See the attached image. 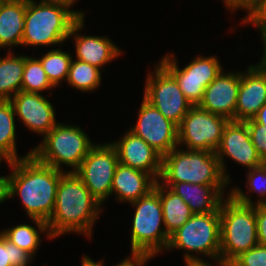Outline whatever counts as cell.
Returning <instances> with one entry per match:
<instances>
[{"label": "cell", "mask_w": 266, "mask_h": 266, "mask_svg": "<svg viewBox=\"0 0 266 266\" xmlns=\"http://www.w3.org/2000/svg\"><path fill=\"white\" fill-rule=\"evenodd\" d=\"M8 174V199L19 196L26 215L48 222L56 202L60 177L65 173L42 164L33 155L13 160Z\"/></svg>", "instance_id": "cell-1"}, {"label": "cell", "mask_w": 266, "mask_h": 266, "mask_svg": "<svg viewBox=\"0 0 266 266\" xmlns=\"http://www.w3.org/2000/svg\"><path fill=\"white\" fill-rule=\"evenodd\" d=\"M102 204L89 192L75 172H65L59 181L54 211L47 222L51 237L77 233L90 241Z\"/></svg>", "instance_id": "cell-2"}, {"label": "cell", "mask_w": 266, "mask_h": 266, "mask_svg": "<svg viewBox=\"0 0 266 266\" xmlns=\"http://www.w3.org/2000/svg\"><path fill=\"white\" fill-rule=\"evenodd\" d=\"M84 16L85 11L69 6L26 0L21 46H62L73 25Z\"/></svg>", "instance_id": "cell-3"}, {"label": "cell", "mask_w": 266, "mask_h": 266, "mask_svg": "<svg viewBox=\"0 0 266 266\" xmlns=\"http://www.w3.org/2000/svg\"><path fill=\"white\" fill-rule=\"evenodd\" d=\"M85 132L77 124L59 122L32 149V155L42 164L57 170L75 172L96 144ZM63 166L72 169L64 171Z\"/></svg>", "instance_id": "cell-4"}, {"label": "cell", "mask_w": 266, "mask_h": 266, "mask_svg": "<svg viewBox=\"0 0 266 266\" xmlns=\"http://www.w3.org/2000/svg\"><path fill=\"white\" fill-rule=\"evenodd\" d=\"M159 182L228 186L215 152L185 150L175 147L162 156Z\"/></svg>", "instance_id": "cell-5"}, {"label": "cell", "mask_w": 266, "mask_h": 266, "mask_svg": "<svg viewBox=\"0 0 266 266\" xmlns=\"http://www.w3.org/2000/svg\"><path fill=\"white\" fill-rule=\"evenodd\" d=\"M219 213V259L231 263L241 253L258 245L255 205L240 204L227 196L220 205Z\"/></svg>", "instance_id": "cell-6"}, {"label": "cell", "mask_w": 266, "mask_h": 266, "mask_svg": "<svg viewBox=\"0 0 266 266\" xmlns=\"http://www.w3.org/2000/svg\"><path fill=\"white\" fill-rule=\"evenodd\" d=\"M173 249L184 251V262L204 260L205 257L212 260L219 259L220 213L193 214L170 235L166 250Z\"/></svg>", "instance_id": "cell-7"}, {"label": "cell", "mask_w": 266, "mask_h": 266, "mask_svg": "<svg viewBox=\"0 0 266 266\" xmlns=\"http://www.w3.org/2000/svg\"><path fill=\"white\" fill-rule=\"evenodd\" d=\"M129 204L135 209L130 235L131 253L160 254L166 251L170 235L164 226L159 193L152 189Z\"/></svg>", "instance_id": "cell-8"}, {"label": "cell", "mask_w": 266, "mask_h": 266, "mask_svg": "<svg viewBox=\"0 0 266 266\" xmlns=\"http://www.w3.org/2000/svg\"><path fill=\"white\" fill-rule=\"evenodd\" d=\"M159 62L174 76L180 90L193 106L202 101L205 88L223 70L217 55H197L184 68H179L176 55L170 52Z\"/></svg>", "instance_id": "cell-9"}, {"label": "cell", "mask_w": 266, "mask_h": 266, "mask_svg": "<svg viewBox=\"0 0 266 266\" xmlns=\"http://www.w3.org/2000/svg\"><path fill=\"white\" fill-rule=\"evenodd\" d=\"M156 63L154 72L148 71L146 76L143 97L179 126L193 105L180 90L174 76L159 61Z\"/></svg>", "instance_id": "cell-10"}, {"label": "cell", "mask_w": 266, "mask_h": 266, "mask_svg": "<svg viewBox=\"0 0 266 266\" xmlns=\"http://www.w3.org/2000/svg\"><path fill=\"white\" fill-rule=\"evenodd\" d=\"M229 121L228 118L203 110L198 105L192 106L178 126V147L215 152Z\"/></svg>", "instance_id": "cell-11"}, {"label": "cell", "mask_w": 266, "mask_h": 266, "mask_svg": "<svg viewBox=\"0 0 266 266\" xmlns=\"http://www.w3.org/2000/svg\"><path fill=\"white\" fill-rule=\"evenodd\" d=\"M118 160L116 148L109 143H96L82 160L75 174L89 192L104 206L111 196V186Z\"/></svg>", "instance_id": "cell-12"}, {"label": "cell", "mask_w": 266, "mask_h": 266, "mask_svg": "<svg viewBox=\"0 0 266 266\" xmlns=\"http://www.w3.org/2000/svg\"><path fill=\"white\" fill-rule=\"evenodd\" d=\"M162 156L178 147V126L144 97L138 109L136 124L129 128Z\"/></svg>", "instance_id": "cell-13"}, {"label": "cell", "mask_w": 266, "mask_h": 266, "mask_svg": "<svg viewBox=\"0 0 266 266\" xmlns=\"http://www.w3.org/2000/svg\"><path fill=\"white\" fill-rule=\"evenodd\" d=\"M225 179L231 183L225 158L232 159L244 168L252 169L264 163L253 146L247 124L230 120L224 128L221 142L215 151Z\"/></svg>", "instance_id": "cell-14"}, {"label": "cell", "mask_w": 266, "mask_h": 266, "mask_svg": "<svg viewBox=\"0 0 266 266\" xmlns=\"http://www.w3.org/2000/svg\"><path fill=\"white\" fill-rule=\"evenodd\" d=\"M9 101L16 118L33 133L44 137L57 124L55 108L43 94L19 91Z\"/></svg>", "instance_id": "cell-15"}, {"label": "cell", "mask_w": 266, "mask_h": 266, "mask_svg": "<svg viewBox=\"0 0 266 266\" xmlns=\"http://www.w3.org/2000/svg\"><path fill=\"white\" fill-rule=\"evenodd\" d=\"M266 103V67L259 60L240 71L235 121L252 119Z\"/></svg>", "instance_id": "cell-16"}, {"label": "cell", "mask_w": 266, "mask_h": 266, "mask_svg": "<svg viewBox=\"0 0 266 266\" xmlns=\"http://www.w3.org/2000/svg\"><path fill=\"white\" fill-rule=\"evenodd\" d=\"M240 87V71L223 69L205 88L198 106L210 113L218 114L235 121V109Z\"/></svg>", "instance_id": "cell-17"}, {"label": "cell", "mask_w": 266, "mask_h": 266, "mask_svg": "<svg viewBox=\"0 0 266 266\" xmlns=\"http://www.w3.org/2000/svg\"><path fill=\"white\" fill-rule=\"evenodd\" d=\"M118 153L119 163L150 174L159 180L162 155L129 129L117 141L111 143Z\"/></svg>", "instance_id": "cell-18"}, {"label": "cell", "mask_w": 266, "mask_h": 266, "mask_svg": "<svg viewBox=\"0 0 266 266\" xmlns=\"http://www.w3.org/2000/svg\"><path fill=\"white\" fill-rule=\"evenodd\" d=\"M85 16L81 17L72 27L68 40L72 38L75 45V59L104 68L114 59L116 60L122 50L107 36L83 35L81 30L85 26Z\"/></svg>", "instance_id": "cell-19"}, {"label": "cell", "mask_w": 266, "mask_h": 266, "mask_svg": "<svg viewBox=\"0 0 266 266\" xmlns=\"http://www.w3.org/2000/svg\"><path fill=\"white\" fill-rule=\"evenodd\" d=\"M160 183L179 195L189 205L194 214L219 212L222 201L230 196V193H226L227 186L201 185L188 182Z\"/></svg>", "instance_id": "cell-20"}, {"label": "cell", "mask_w": 266, "mask_h": 266, "mask_svg": "<svg viewBox=\"0 0 266 266\" xmlns=\"http://www.w3.org/2000/svg\"><path fill=\"white\" fill-rule=\"evenodd\" d=\"M148 173L118 163L111 186V196L120 203H131L147 195L156 184Z\"/></svg>", "instance_id": "cell-21"}, {"label": "cell", "mask_w": 266, "mask_h": 266, "mask_svg": "<svg viewBox=\"0 0 266 266\" xmlns=\"http://www.w3.org/2000/svg\"><path fill=\"white\" fill-rule=\"evenodd\" d=\"M26 1H8L0 6V49L21 46Z\"/></svg>", "instance_id": "cell-22"}, {"label": "cell", "mask_w": 266, "mask_h": 266, "mask_svg": "<svg viewBox=\"0 0 266 266\" xmlns=\"http://www.w3.org/2000/svg\"><path fill=\"white\" fill-rule=\"evenodd\" d=\"M154 189L159 193L166 232L171 235L194 214L189 205L169 187L156 182Z\"/></svg>", "instance_id": "cell-23"}, {"label": "cell", "mask_w": 266, "mask_h": 266, "mask_svg": "<svg viewBox=\"0 0 266 266\" xmlns=\"http://www.w3.org/2000/svg\"><path fill=\"white\" fill-rule=\"evenodd\" d=\"M30 220L34 222L37 229L28 223H21L10 228H5L0 232L7 240L25 250L34 258L42 243L41 234L43 233L47 239L53 240V238L49 233L47 222L36 218H30Z\"/></svg>", "instance_id": "cell-24"}, {"label": "cell", "mask_w": 266, "mask_h": 266, "mask_svg": "<svg viewBox=\"0 0 266 266\" xmlns=\"http://www.w3.org/2000/svg\"><path fill=\"white\" fill-rule=\"evenodd\" d=\"M0 56V100H10L21 91L25 54L16 55L8 51Z\"/></svg>", "instance_id": "cell-25"}, {"label": "cell", "mask_w": 266, "mask_h": 266, "mask_svg": "<svg viewBox=\"0 0 266 266\" xmlns=\"http://www.w3.org/2000/svg\"><path fill=\"white\" fill-rule=\"evenodd\" d=\"M13 106L9 100H0V150L12 161L32 155V149L26 155L18 156L16 121Z\"/></svg>", "instance_id": "cell-26"}, {"label": "cell", "mask_w": 266, "mask_h": 266, "mask_svg": "<svg viewBox=\"0 0 266 266\" xmlns=\"http://www.w3.org/2000/svg\"><path fill=\"white\" fill-rule=\"evenodd\" d=\"M246 177L245 185L247 193L242 191V188L234 186L229 190L230 196L240 204L266 205V162L258 167L247 170ZM253 192L258 195L256 202H253L251 198V195L254 194Z\"/></svg>", "instance_id": "cell-27"}, {"label": "cell", "mask_w": 266, "mask_h": 266, "mask_svg": "<svg viewBox=\"0 0 266 266\" xmlns=\"http://www.w3.org/2000/svg\"><path fill=\"white\" fill-rule=\"evenodd\" d=\"M101 72L102 69L77 59L74 60L73 56L66 82L70 88L90 93L100 87L103 78Z\"/></svg>", "instance_id": "cell-28"}, {"label": "cell", "mask_w": 266, "mask_h": 266, "mask_svg": "<svg viewBox=\"0 0 266 266\" xmlns=\"http://www.w3.org/2000/svg\"><path fill=\"white\" fill-rule=\"evenodd\" d=\"M40 56L37 58L41 61L51 84L57 88L63 80L66 82L73 59L71 52L68 53L59 47V49H52L45 54L42 53Z\"/></svg>", "instance_id": "cell-29"}, {"label": "cell", "mask_w": 266, "mask_h": 266, "mask_svg": "<svg viewBox=\"0 0 266 266\" xmlns=\"http://www.w3.org/2000/svg\"><path fill=\"white\" fill-rule=\"evenodd\" d=\"M55 89L49 81L43 69L41 61L34 56H25L21 91L28 93H39Z\"/></svg>", "instance_id": "cell-30"}, {"label": "cell", "mask_w": 266, "mask_h": 266, "mask_svg": "<svg viewBox=\"0 0 266 266\" xmlns=\"http://www.w3.org/2000/svg\"><path fill=\"white\" fill-rule=\"evenodd\" d=\"M34 259L28 252L7 240L0 232V266H29Z\"/></svg>", "instance_id": "cell-31"}, {"label": "cell", "mask_w": 266, "mask_h": 266, "mask_svg": "<svg viewBox=\"0 0 266 266\" xmlns=\"http://www.w3.org/2000/svg\"><path fill=\"white\" fill-rule=\"evenodd\" d=\"M245 11L241 24L256 27L261 35L266 30V0H254Z\"/></svg>", "instance_id": "cell-32"}, {"label": "cell", "mask_w": 266, "mask_h": 266, "mask_svg": "<svg viewBox=\"0 0 266 266\" xmlns=\"http://www.w3.org/2000/svg\"><path fill=\"white\" fill-rule=\"evenodd\" d=\"M230 264L231 266H266V247L257 245L241 253Z\"/></svg>", "instance_id": "cell-33"}, {"label": "cell", "mask_w": 266, "mask_h": 266, "mask_svg": "<svg viewBox=\"0 0 266 266\" xmlns=\"http://www.w3.org/2000/svg\"><path fill=\"white\" fill-rule=\"evenodd\" d=\"M249 129L250 139L258 155L266 162V128L253 119L244 121Z\"/></svg>", "instance_id": "cell-34"}, {"label": "cell", "mask_w": 266, "mask_h": 266, "mask_svg": "<svg viewBox=\"0 0 266 266\" xmlns=\"http://www.w3.org/2000/svg\"><path fill=\"white\" fill-rule=\"evenodd\" d=\"M258 245L266 247V205H255Z\"/></svg>", "instance_id": "cell-35"}, {"label": "cell", "mask_w": 266, "mask_h": 266, "mask_svg": "<svg viewBox=\"0 0 266 266\" xmlns=\"http://www.w3.org/2000/svg\"><path fill=\"white\" fill-rule=\"evenodd\" d=\"M130 256H126L119 264L114 266H144L152 257L157 256V254L152 253H130Z\"/></svg>", "instance_id": "cell-36"}, {"label": "cell", "mask_w": 266, "mask_h": 266, "mask_svg": "<svg viewBox=\"0 0 266 266\" xmlns=\"http://www.w3.org/2000/svg\"><path fill=\"white\" fill-rule=\"evenodd\" d=\"M254 0H222L227 10L236 12L237 10L245 11Z\"/></svg>", "instance_id": "cell-37"}, {"label": "cell", "mask_w": 266, "mask_h": 266, "mask_svg": "<svg viewBox=\"0 0 266 266\" xmlns=\"http://www.w3.org/2000/svg\"><path fill=\"white\" fill-rule=\"evenodd\" d=\"M215 262L211 263L210 261H208L207 259L205 260H197V261H185V265L186 266H231L230 263H225L224 261H222L221 259H215L213 260Z\"/></svg>", "instance_id": "cell-38"}, {"label": "cell", "mask_w": 266, "mask_h": 266, "mask_svg": "<svg viewBox=\"0 0 266 266\" xmlns=\"http://www.w3.org/2000/svg\"><path fill=\"white\" fill-rule=\"evenodd\" d=\"M8 199V175H0V204Z\"/></svg>", "instance_id": "cell-39"}, {"label": "cell", "mask_w": 266, "mask_h": 266, "mask_svg": "<svg viewBox=\"0 0 266 266\" xmlns=\"http://www.w3.org/2000/svg\"><path fill=\"white\" fill-rule=\"evenodd\" d=\"M256 123L266 128V103L260 108L257 114L252 118Z\"/></svg>", "instance_id": "cell-40"}, {"label": "cell", "mask_w": 266, "mask_h": 266, "mask_svg": "<svg viewBox=\"0 0 266 266\" xmlns=\"http://www.w3.org/2000/svg\"><path fill=\"white\" fill-rule=\"evenodd\" d=\"M81 266H104V259L95 261L89 255H82Z\"/></svg>", "instance_id": "cell-41"}, {"label": "cell", "mask_w": 266, "mask_h": 266, "mask_svg": "<svg viewBox=\"0 0 266 266\" xmlns=\"http://www.w3.org/2000/svg\"><path fill=\"white\" fill-rule=\"evenodd\" d=\"M41 3H51V4H60L63 6H69L72 8V6L77 3V0H40Z\"/></svg>", "instance_id": "cell-42"}, {"label": "cell", "mask_w": 266, "mask_h": 266, "mask_svg": "<svg viewBox=\"0 0 266 266\" xmlns=\"http://www.w3.org/2000/svg\"><path fill=\"white\" fill-rule=\"evenodd\" d=\"M3 161H5L8 166L12 162V160L3 151L0 150V165Z\"/></svg>", "instance_id": "cell-43"}, {"label": "cell", "mask_w": 266, "mask_h": 266, "mask_svg": "<svg viewBox=\"0 0 266 266\" xmlns=\"http://www.w3.org/2000/svg\"><path fill=\"white\" fill-rule=\"evenodd\" d=\"M261 40L263 42V57L262 58H266V30L261 34Z\"/></svg>", "instance_id": "cell-44"}, {"label": "cell", "mask_w": 266, "mask_h": 266, "mask_svg": "<svg viewBox=\"0 0 266 266\" xmlns=\"http://www.w3.org/2000/svg\"><path fill=\"white\" fill-rule=\"evenodd\" d=\"M260 60L264 64V66L266 67V58H260Z\"/></svg>", "instance_id": "cell-45"}, {"label": "cell", "mask_w": 266, "mask_h": 266, "mask_svg": "<svg viewBox=\"0 0 266 266\" xmlns=\"http://www.w3.org/2000/svg\"><path fill=\"white\" fill-rule=\"evenodd\" d=\"M3 2H8V1H26V0H2Z\"/></svg>", "instance_id": "cell-46"}]
</instances>
